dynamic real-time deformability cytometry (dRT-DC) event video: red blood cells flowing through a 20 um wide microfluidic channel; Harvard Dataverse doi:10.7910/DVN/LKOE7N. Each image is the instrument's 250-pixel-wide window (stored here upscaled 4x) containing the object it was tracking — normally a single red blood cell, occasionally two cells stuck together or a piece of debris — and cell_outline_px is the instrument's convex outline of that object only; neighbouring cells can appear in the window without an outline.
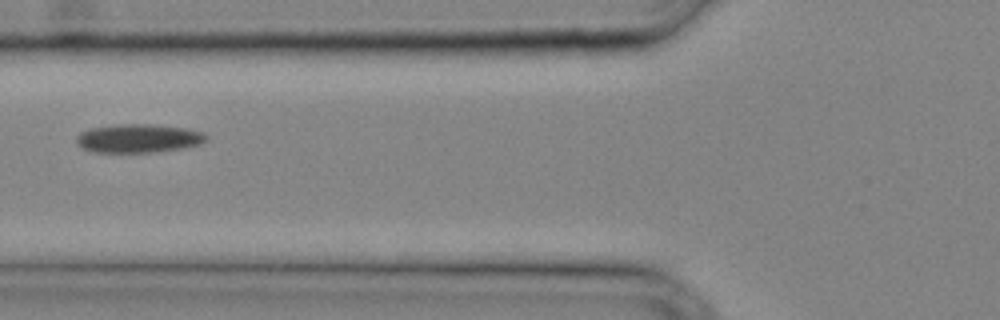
{"species": "common noctule bat (a hibernating species)", "species_latin": "Nyctalus noctula", "temperature_condition": "cold", "stored_images_in_passage": 22, "camera_frame_rate_fps": 3000, "um_per_image_px": 0.085, "animal": {"sex": "male", "body_mass_g": 20.4}, "frame": {"image": 1, "passage_image": 4, "time_ms": 1.0, "image_size_px": [1000, 320], "cell_outline_px": [[208, 140], [200, 144], [180, 148], [148, 152], [92, 152], [80, 148], [76, 144], [76, 136], [80, 132], [92, 128], [124, 124], [148, 124], [188, 128], [204, 132], [208, 136]], "centroid_in_image_um": [11.76, 11.76], "position_along_channel_um": 114.0, "area_um2": 21.62}}